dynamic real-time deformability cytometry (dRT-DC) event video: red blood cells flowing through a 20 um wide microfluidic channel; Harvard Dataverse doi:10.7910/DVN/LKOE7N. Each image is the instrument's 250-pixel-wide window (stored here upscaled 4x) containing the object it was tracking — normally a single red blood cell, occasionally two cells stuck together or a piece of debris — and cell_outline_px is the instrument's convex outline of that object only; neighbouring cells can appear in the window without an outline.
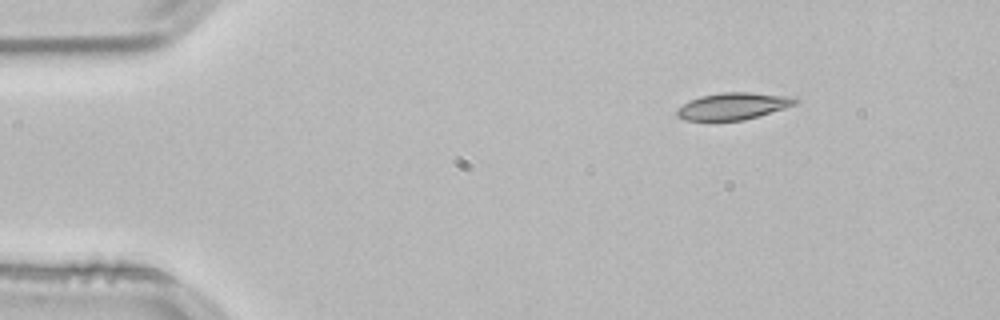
{"species": "common noctule bat (a hibernating species)", "species_latin": "Nyctalus noctula", "temperature_condition": "room temperature", "stored_images_in_passage": 10, "camera_frame_rate_fps": 3000, "um_per_image_px": 0.085, "animal": {"sex": "male", "body_mass_g": 21.5, "forearm_length_mm": 52.0}, "frame": {"image": 1, "passage_image": 1, "time_ms": 0.0, "image_size_px": [1000, 320], "cell_outline_px": [[800, 100], [796, 104], [784, 108], [744, 120], [684, 120], [676, 116], [676, 108], [700, 96], [720, 92], [752, 92], [796, 96]], "centroid_in_image_um": [62.35, 9.0], "position_along_channel_um": 22.6, "area_um2": 18.67}}